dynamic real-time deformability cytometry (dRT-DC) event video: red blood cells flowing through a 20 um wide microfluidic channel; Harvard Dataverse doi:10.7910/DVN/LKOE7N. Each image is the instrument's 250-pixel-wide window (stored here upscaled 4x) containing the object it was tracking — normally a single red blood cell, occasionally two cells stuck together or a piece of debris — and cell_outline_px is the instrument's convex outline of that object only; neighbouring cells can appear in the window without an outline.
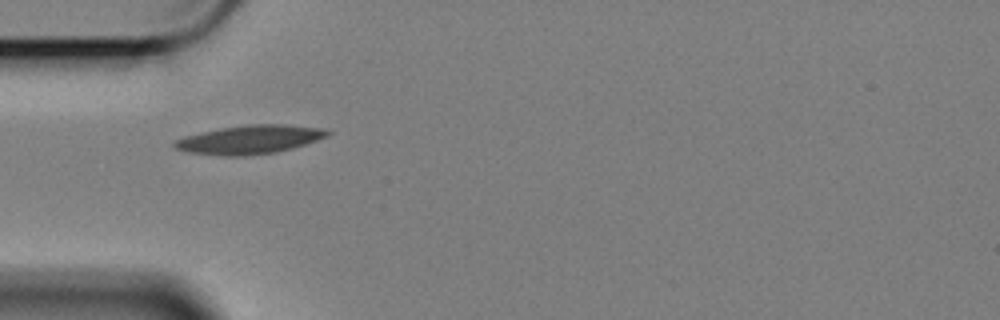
{"species": "Egyptian fruit bat (a non-hibernating species)", "species_latin": "Rousettus aegyptiacus", "temperature_condition": "cold", "stored_images_in_passage": 20, "camera_frame_rate_fps": 3000, "um_per_image_px": 0.085, "animal": {"sex": "female"}, "frame": {"image": 1, "passage_image": 1, "time_ms": 0.0, "image_size_px": [1000, 320], "cell_outline_px": [[332, 132], [328, 136], [292, 148], [276, 152], [248, 156], [220, 156], [188, 152], [176, 148], [172, 144], [176, 140], [184, 136], [220, 128], [248, 124], [288, 124], [320, 128]], "centroid_in_image_um": [21.21, 11.86], "position_along_channel_um": 63.8, "area_um2": 25.55}}
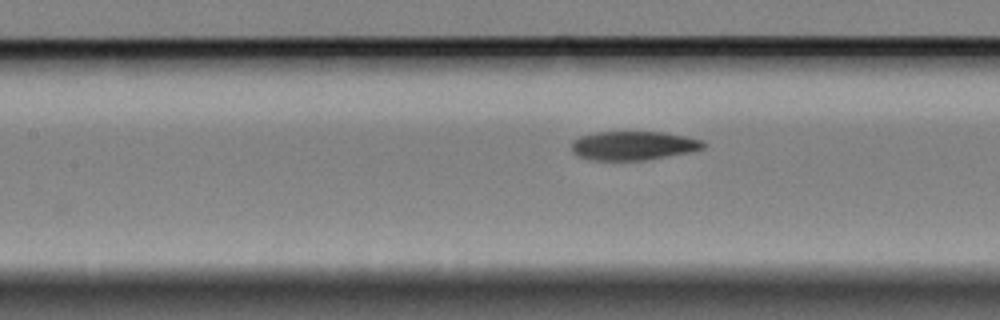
{"frame": {"image": 2, "passage_image": 9, "time_ms": 2.667, "image_size_px": [1000, 320], "cell_outline_px": [[708, 144], [704, 148], [692, 152], [644, 160], [588, 160], [576, 156], [572, 152], [572, 140], [580, 136], [596, 132], [664, 132], [704, 140]], "centroid_in_image_um": [53.84, 12.38], "position_along_channel_um": 153.6, "area_um2": 22.48}}
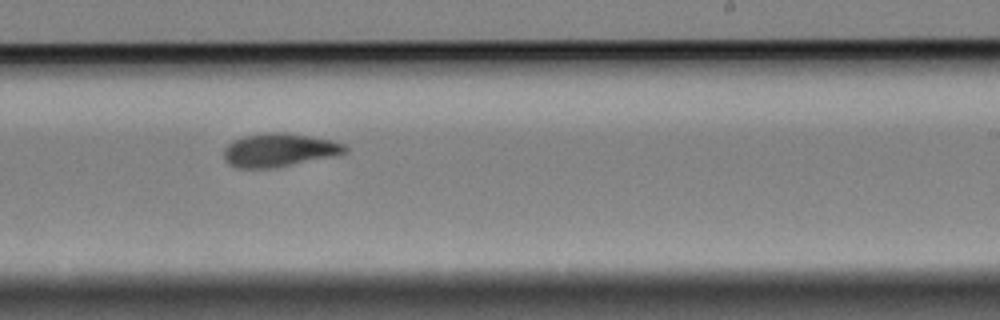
{"frame": {"image": 3, "passage_image": 19, "time_ms": 6.0, "image_size_px": [1000, 320], "cell_outline_px": [[348, 152], [340, 156], [276, 168], [236, 168], [228, 164], [224, 160], [224, 148], [232, 140], [244, 136], [268, 132], [284, 132], [332, 140], [344, 144], [348, 148]], "centroid_in_image_um": [23.77, 12.77], "position_along_channel_um": 265.2, "area_um2": 24.16}}